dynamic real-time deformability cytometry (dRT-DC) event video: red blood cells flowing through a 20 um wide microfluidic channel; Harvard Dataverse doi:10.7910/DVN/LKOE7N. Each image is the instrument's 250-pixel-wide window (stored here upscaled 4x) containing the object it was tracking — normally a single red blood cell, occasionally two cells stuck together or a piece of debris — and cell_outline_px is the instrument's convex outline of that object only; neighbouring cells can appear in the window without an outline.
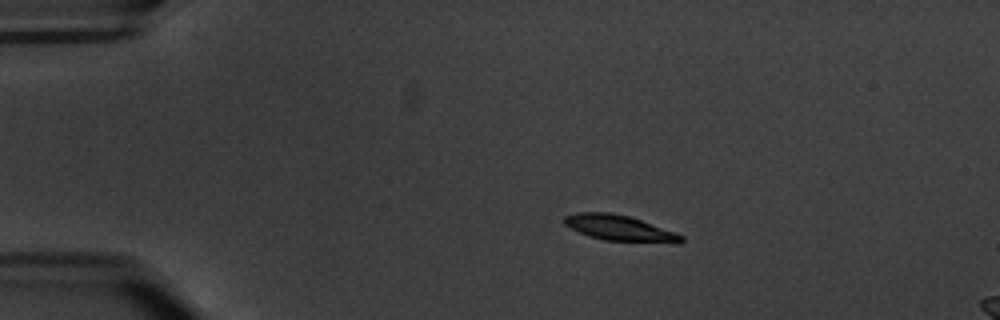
{"species": "common noctule bat (a hibernating species)", "species_latin": "Nyctalus noctula", "temperature_condition": "warm", "stored_images_in_passage": 5, "camera_frame_rate_fps": 3000, "um_per_image_px": 0.085, "animal": {"sex": "male", "body_mass_g": 20.1, "forearm_length_mm": 53.5}, "frame": {"image": 1, "passage_image": 3, "time_ms": 2.333, "image_size_px": [1000, 320], "cell_outline_px": [[684, 240], [680, 244], [676, 244], [604, 240], [588, 236], [564, 224], [564, 216], [576, 212], [612, 212], [628, 216], [640, 220], [684, 236]], "centroid_in_image_um": [52.68, 19.4], "position_along_channel_um": 32.3, "area_um2": 17.51}}